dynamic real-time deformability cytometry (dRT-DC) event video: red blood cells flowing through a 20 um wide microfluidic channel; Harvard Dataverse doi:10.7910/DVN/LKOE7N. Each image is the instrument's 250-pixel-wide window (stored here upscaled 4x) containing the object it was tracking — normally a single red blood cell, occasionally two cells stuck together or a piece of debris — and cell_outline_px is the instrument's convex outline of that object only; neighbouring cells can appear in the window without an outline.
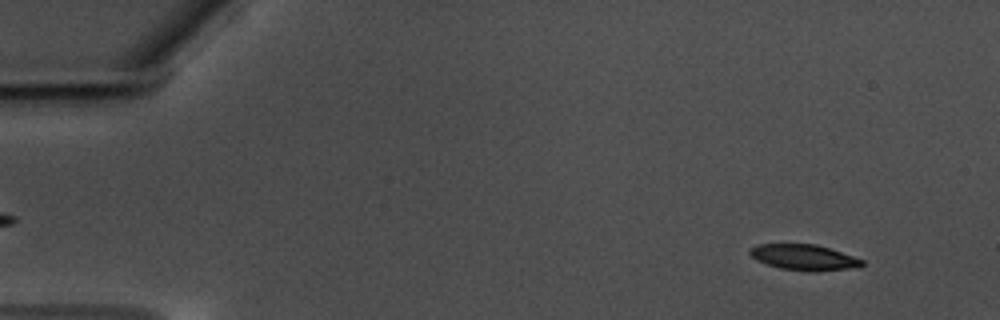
{"species": "common noctule bat (a hibernating species)", "species_latin": "Nyctalus noctula", "temperature_condition": "warm", "stored_images_in_passage": 41, "camera_frame_rate_fps": 3000, "um_per_image_px": 0.085, "animal": {"sex": "male", "body_mass_g": 17.5, "forearm_length_mm": 52.3}, "frame": {"image": 1, "passage_image": 5, "time_ms": 1.333, "image_size_px": [1000, 320], "cell_outline_px": [[864, 264], [860, 268], [812, 272], [780, 268], [756, 260], [748, 252], [752, 248], [760, 244], [816, 244], [864, 260]], "centroid_in_image_um": [68.39, 21.89], "position_along_channel_um": 16.6, "area_um2": 16.76}}
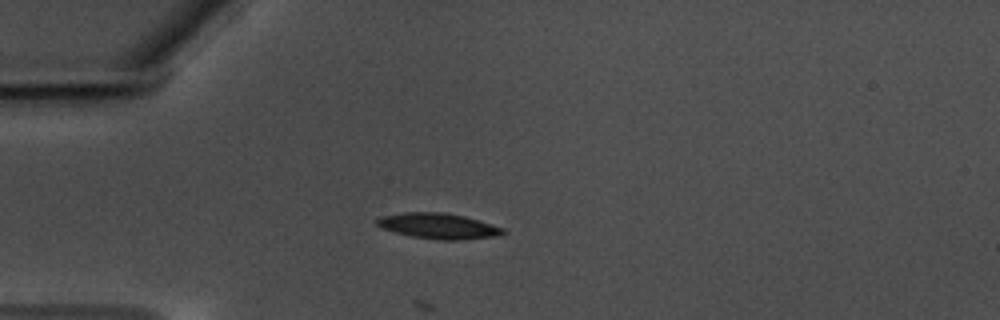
{"frame": {"image": 2, "passage_image": 16, "time_ms": 5.0, "image_size_px": [1000, 320], "cell_outline_px": [[508, 232], [496, 236], [456, 240], [440, 240], [412, 236], [396, 232], [384, 228], [376, 224], [376, 220], [380, 216], [404, 212], [444, 212], [464, 216], [504, 228]], "centroid_in_image_um": [37.27, 19.2], "position_along_channel_um": 47.7, "area_um2": 18.61}}
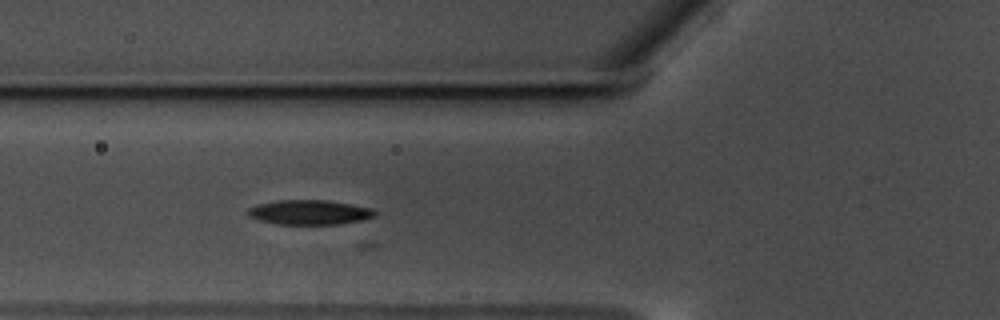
{"frame": {"image": 3, "passage_image": 22, "time_ms": 7.0, "image_size_px": [1000, 320], "cell_outline_px": [[376, 216], [360, 220], [336, 224], [276, 224], [260, 220], [248, 216], [248, 208], [256, 204], [276, 200], [328, 200], [372, 208], [376, 212]], "centroid_in_image_um": [26.28, 18.03], "position_along_channel_um": 99.5, "area_um2": 18.21}}